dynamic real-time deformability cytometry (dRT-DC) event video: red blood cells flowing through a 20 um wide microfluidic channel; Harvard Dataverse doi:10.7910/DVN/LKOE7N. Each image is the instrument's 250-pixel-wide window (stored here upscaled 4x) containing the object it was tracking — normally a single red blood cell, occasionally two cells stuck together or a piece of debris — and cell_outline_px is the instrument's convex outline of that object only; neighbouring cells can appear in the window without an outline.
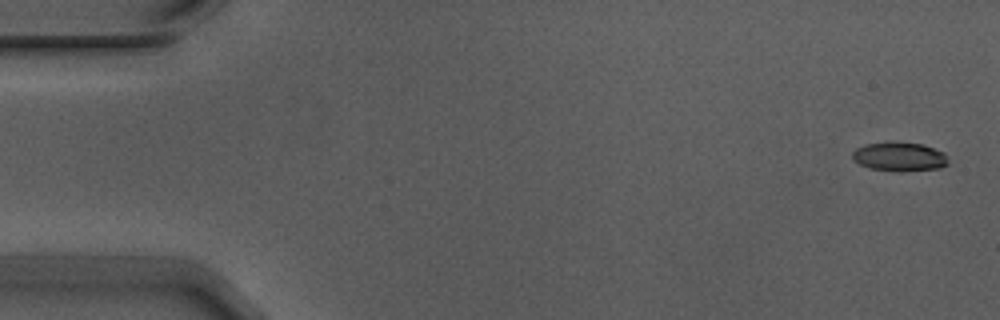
{"species": "Egyptian fruit bat (a non-hibernating species)", "species_latin": "Rousettus aegyptiacus", "temperature_condition": "warm", "stored_images_in_passage": 5, "camera_frame_rate_fps": 3000, "um_per_image_px": 0.085, "animal": {"sex": "male"}, "frame": {"image": 1, "passage_image": 1, "time_ms": 0.0, "image_size_px": [1000, 320], "cell_outline_px": [[948, 164], [940, 168], [900, 172], [896, 172], [872, 168], [860, 164], [852, 160], [852, 152], [856, 148], [868, 144], [920, 144], [944, 152], [948, 160]], "centroid_in_image_um": [76.47, 13.37], "position_along_channel_um": 8.5, "area_um2": 15.66}}
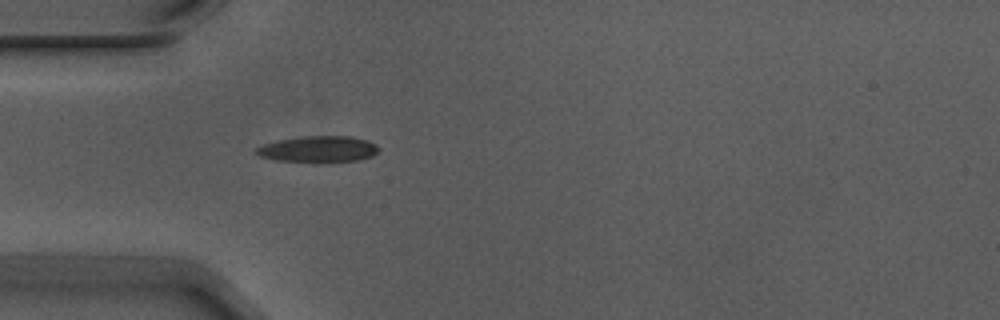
{"frame": {"image": 2, "passage_image": 5, "time_ms": 1.333, "image_size_px": [1000, 320], "cell_outline_px": [[380, 148], [372, 156], [356, 160], [316, 164], [276, 160], [260, 156], [252, 152], [256, 148], [264, 144], [280, 140], [304, 136], [348, 136], [368, 140], [376, 144]], "centroid_in_image_um": [27.04, 12.7], "position_along_channel_um": 58.0, "area_um2": 19.13}}